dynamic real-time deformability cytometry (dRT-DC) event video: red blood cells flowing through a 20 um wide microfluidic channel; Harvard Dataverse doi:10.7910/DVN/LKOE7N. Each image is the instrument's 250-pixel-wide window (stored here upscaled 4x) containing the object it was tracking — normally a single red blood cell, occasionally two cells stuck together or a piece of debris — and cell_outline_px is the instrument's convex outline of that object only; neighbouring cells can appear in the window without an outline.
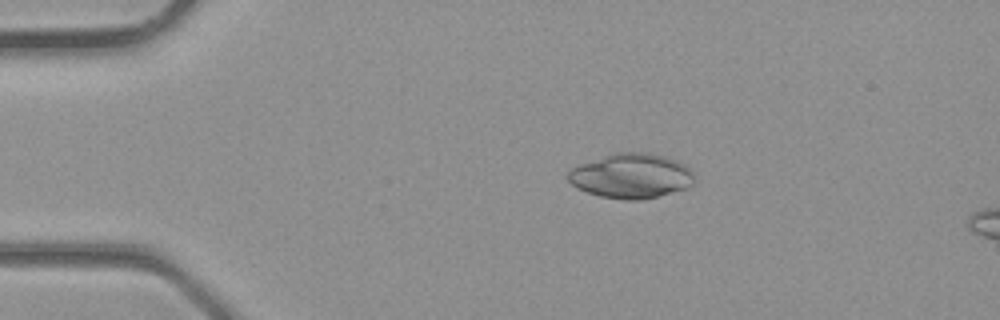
{"species": "common noctule bat (a hibernating species)", "species_latin": "Nyctalus noctula", "temperature_condition": "room temperature", "stored_images_in_passage": 4, "camera_frame_rate_fps": 3000, "um_per_image_px": 0.085, "animal": {"sex": "male", "body_mass_g": 23.1, "forearm_length_mm": 52.7}, "frame": {"image": 1, "passage_image": 3, "time_ms": 0.667, "image_size_px": [1000, 320], "cell_outline_px": [[696, 180], [688, 188], [640, 200], [628, 200], [600, 196], [576, 188], [568, 180], [568, 172], [572, 168], [580, 164], [612, 152], [648, 152], [664, 156], [684, 164], [696, 176]], "centroid_in_image_um": [53.66, 14.94], "position_along_channel_um": 31.3, "area_um2": 33.0}}